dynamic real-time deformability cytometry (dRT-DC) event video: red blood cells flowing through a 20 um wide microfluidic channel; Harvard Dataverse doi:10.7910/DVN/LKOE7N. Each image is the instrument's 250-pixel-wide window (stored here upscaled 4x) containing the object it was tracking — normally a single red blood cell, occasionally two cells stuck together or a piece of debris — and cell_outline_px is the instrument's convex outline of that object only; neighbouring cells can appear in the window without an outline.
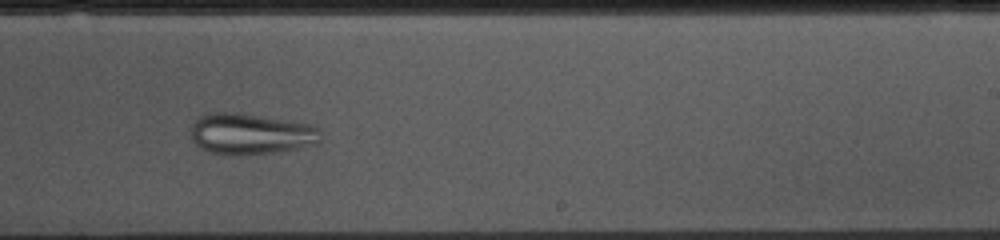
{"species": "common noctule bat (a hibernating species)", "species_latin": "Nyctalus noctula", "temperature_condition": "cold", "stored_images_in_passage": 52, "camera_frame_rate_fps": 3000, "um_per_image_px": 0.085, "animal": {"sex": "female", "body_mass_g": 10.0, "forearm_length_mm": 53.1}, "frame": {"image": 1, "passage_image": 30, "time_ms": 9.667, "image_size_px": [1000, 240], "cell_outline_px": [[320, 140], [316, 144], [276, 152], [232, 156], [212, 152], [200, 148], [192, 140], [192, 124], [200, 116], [212, 112], [240, 112], [312, 124], [320, 128]], "centroid_in_image_um": [21.32, 11.37], "position_along_channel_um": 267.7, "area_um2": 31.27}}